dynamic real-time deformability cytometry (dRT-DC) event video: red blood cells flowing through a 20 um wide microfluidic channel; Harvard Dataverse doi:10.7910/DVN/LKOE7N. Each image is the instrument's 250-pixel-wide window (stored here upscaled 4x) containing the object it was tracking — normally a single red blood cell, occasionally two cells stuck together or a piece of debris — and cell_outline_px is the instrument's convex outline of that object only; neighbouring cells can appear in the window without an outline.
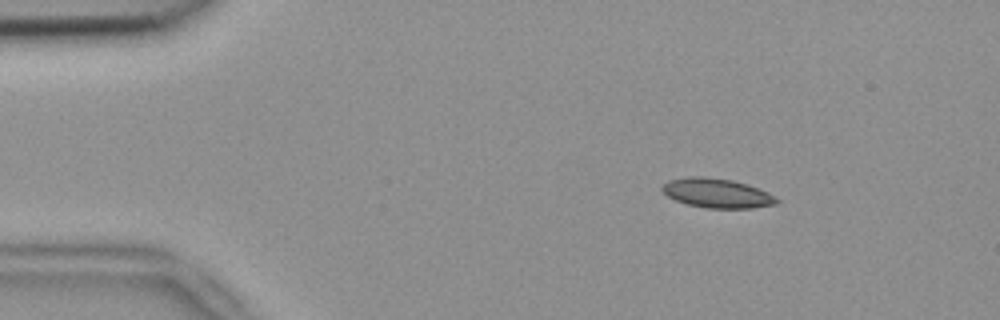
{"species": "common noctule bat (a hibernating species)", "species_latin": "Nyctalus noctula", "temperature_condition": "room temperature", "stored_images_in_passage": 46, "camera_frame_rate_fps": 3000, "um_per_image_px": 0.085, "animal": {"sex": "female", "body_mass_g": 18.4}, "frame": {"image": 1, "passage_image": 1, "time_ms": 0.0, "image_size_px": [1000, 320], "cell_outline_px": [[780, 200], [776, 204], [752, 208], [708, 208], [688, 204], [676, 200], [668, 196], [660, 188], [668, 180], [684, 176], [704, 176], [732, 180], [748, 184], [768, 192]], "centroid_in_image_um": [60.94, 16.4], "position_along_channel_um": 24.1, "area_um2": 19.65}}
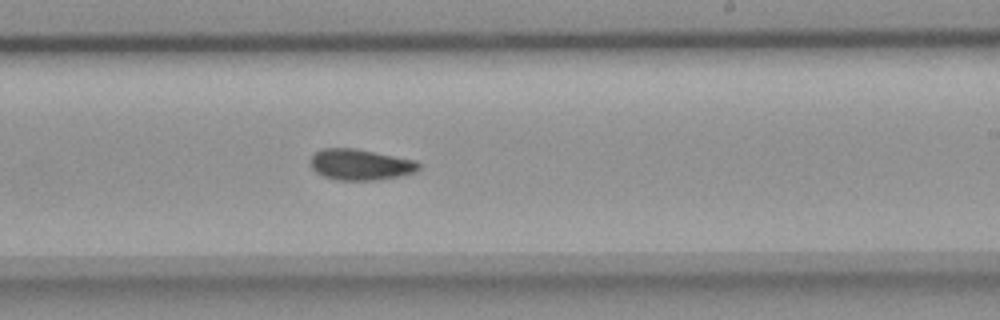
{"frame": {"image": 2, "passage_image": 25, "time_ms": 8.0, "image_size_px": [1000, 320], "cell_outline_px": [[420, 168], [416, 172], [400, 176], [380, 180], [336, 180], [324, 176], [316, 172], [312, 168], [312, 156], [316, 152], [324, 148], [356, 148], [416, 160], [420, 164]], "centroid_in_image_um": [30.68, 13.99], "position_along_channel_um": 258.3, "area_um2": 19.59}}
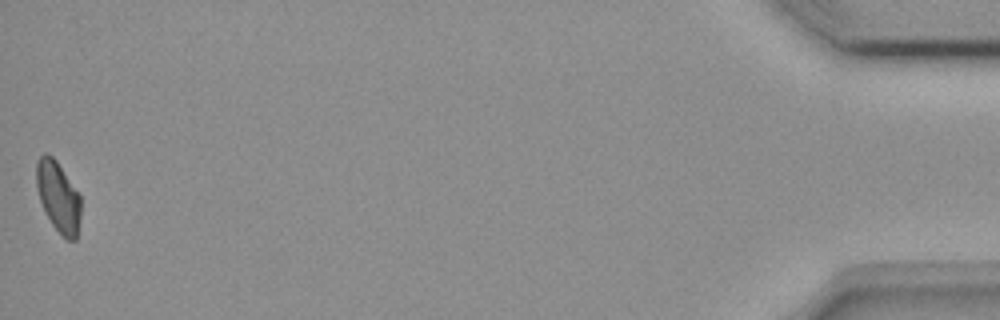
{"frame": {"image": 3, "passage_image": 46, "time_ms": 15.0, "image_size_px": [1000, 320], "cell_outline_px": [[80, 216], [76, 240], [68, 240], [52, 224], [44, 212], [36, 188], [36, 160], [44, 152], [48, 152], [56, 160], [80, 196]], "centroid_in_image_um": [4.92, 16.69], "position_along_channel_um": 430.3, "area_um2": 18.15}, "authors_computed_cell_mechanics": {"area_um2": 19.2763, "velocity_mm_per_s": 3.8237, "shape_relaxation_time_tau1_ms": null, "shape_relaxation_time_tau2_ms": 6.9589, "deformation_change_tau1": null, "deformation_change_tau2": 0.108}}